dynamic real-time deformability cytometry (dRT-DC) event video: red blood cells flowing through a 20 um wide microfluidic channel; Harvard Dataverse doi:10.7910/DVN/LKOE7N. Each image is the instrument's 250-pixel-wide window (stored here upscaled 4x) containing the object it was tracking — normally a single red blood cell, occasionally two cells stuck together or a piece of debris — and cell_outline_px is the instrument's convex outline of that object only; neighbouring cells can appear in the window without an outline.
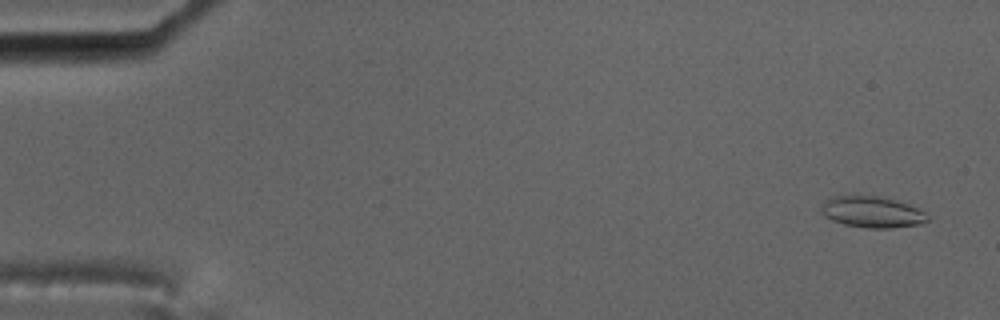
{"species": "common noctule bat (a hibernating species)", "species_latin": "Nyctalus noctula", "temperature_condition": "cold", "stored_images_in_passage": 9, "camera_frame_rate_fps": 3000, "um_per_image_px": 0.085, "animal": {"sex": "male", "body_mass_g": 17.5, "forearm_length_mm": 52.3}, "frame": {"image": 1, "passage_image": 3, "time_ms": 0.667, "image_size_px": [1000, 320], "cell_outline_px": [[928, 220], [920, 224], [892, 228], [864, 228], [844, 224], [832, 220], [824, 216], [820, 212], [820, 208], [824, 200], [832, 196], [852, 192], [880, 196], [896, 200], [908, 204], [924, 212], [928, 216]], "centroid_in_image_um": [74.04, 17.97], "position_along_channel_um": 11.0, "area_um2": 20.11}}